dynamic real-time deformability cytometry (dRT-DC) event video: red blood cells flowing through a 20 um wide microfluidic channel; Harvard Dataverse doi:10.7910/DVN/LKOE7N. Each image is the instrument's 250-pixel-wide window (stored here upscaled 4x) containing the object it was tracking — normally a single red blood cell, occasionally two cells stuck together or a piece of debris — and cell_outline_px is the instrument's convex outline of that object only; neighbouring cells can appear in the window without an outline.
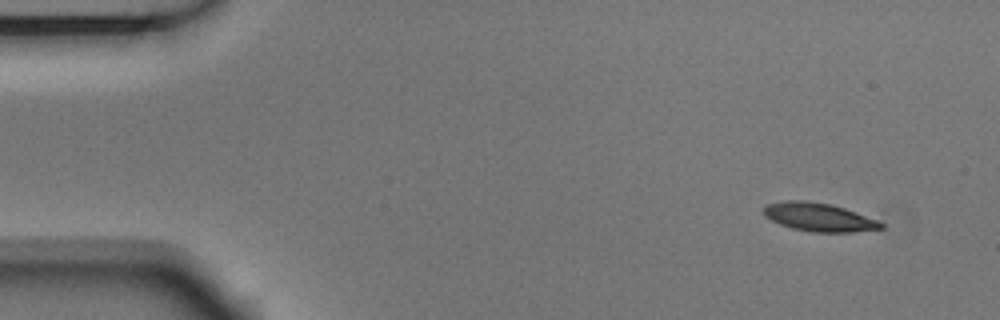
{"species": "Egyptian fruit bat (a non-hibernating species)", "species_latin": "Rousettus aegyptiacus", "temperature_condition": "room temperature", "stored_images_in_passage": 5, "segment_of_instrument_passage": [1, 2], "camera_frame_rate_fps": 3000, "um_per_image_px": 0.085, "animal": {"sex": "male"}, "frame": {"image": 1, "passage_image": 1, "time_ms": 0.0, "image_size_px": [1000, 320], "cell_outline_px": [[884, 228], [852, 232], [812, 232], [792, 228], [780, 224], [764, 216], [764, 208], [768, 204], [784, 200], [804, 200], [832, 204], [856, 212], [876, 220], [884, 224]], "centroid_in_image_um": [69.6, 18.45], "position_along_channel_um": 15.4, "area_um2": 19.31}}
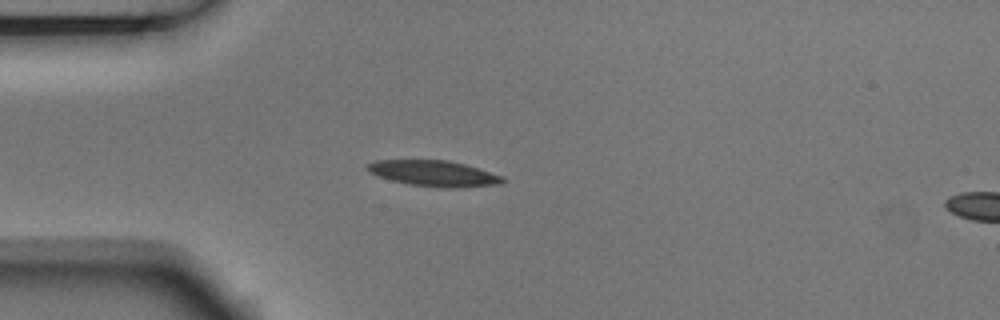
{"frame": {"image": 2, "passage_image": 4, "time_ms": 1.0, "image_size_px": [1000, 320], "cell_outline_px": [[508, 180], [504, 184], [460, 188], [436, 188], [408, 184], [376, 176], [368, 172], [364, 168], [364, 164], [376, 160], [448, 160], [464, 164], [504, 176]], "centroid_in_image_um": [36.88, 14.75], "position_along_channel_um": 48.1, "area_um2": 20.92}}